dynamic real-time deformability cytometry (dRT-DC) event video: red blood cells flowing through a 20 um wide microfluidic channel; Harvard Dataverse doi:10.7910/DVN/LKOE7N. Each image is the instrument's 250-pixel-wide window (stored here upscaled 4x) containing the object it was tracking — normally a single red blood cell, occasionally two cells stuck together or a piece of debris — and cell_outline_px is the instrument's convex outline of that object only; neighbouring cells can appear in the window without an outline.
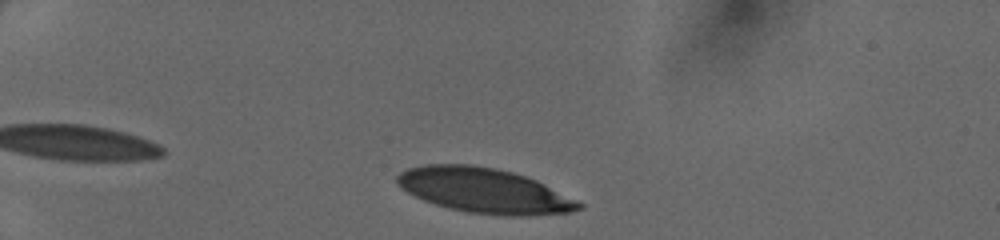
{"species": "human", "species_latin": "Homo sapiens", "temperature_condition": "cold", "stored_images_in_passage": 32, "camera_frame_rate_fps": 3000, "um_per_image_px": 0.085, "donor": {"sex": "female"}, "frame": {"image": 1, "passage_image": 2, "time_ms": 0.333, "image_size_px": [1000, 240], "cell_outline_px": [[584, 208], [568, 212], [528, 216], [508, 216], [468, 212], [448, 208], [424, 200], [408, 192], [396, 184], [396, 176], [400, 172], [408, 168], [424, 164], [472, 164], [496, 168], [512, 172], [536, 180], [584, 204]], "centroid_in_image_um": [41.14, 16.19], "position_along_channel_um": 43.9, "area_um2": 47.4}}
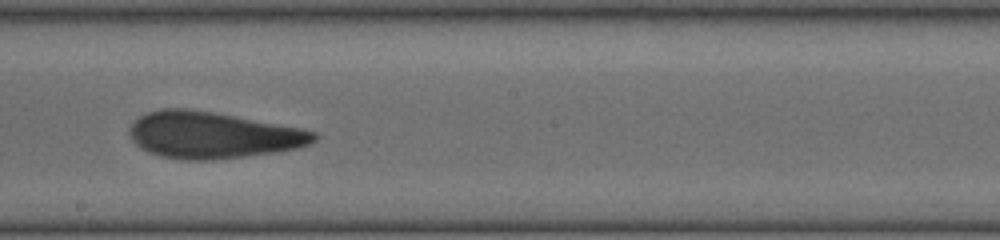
{"frame": {"image": 2, "passage_image": 19, "time_ms": 6.0, "image_size_px": [1000, 240], "cell_outline_px": [[320, 136], [316, 140], [308, 144], [296, 148], [280, 152], [212, 160], [184, 160], [160, 156], [148, 152], [140, 148], [132, 140], [128, 132], [128, 128], [140, 116], [148, 112], [164, 108], [188, 108], [212, 112], [300, 128], [316, 132]], "centroid_in_image_um": [18.06, 11.49], "position_along_channel_um": 230.1, "area_um2": 50.0}}
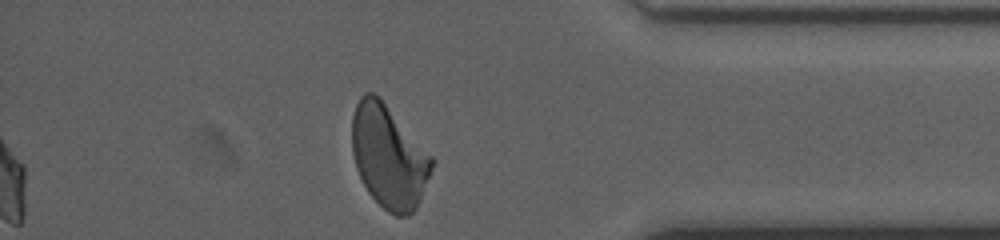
{"frame": {"image": 3, "passage_image": 32, "time_ms": 10.333, "image_size_px": [1000, 240], "cell_outline_px": [[432, 168], [420, 200], [416, 208], [408, 216], [396, 216], [388, 212], [368, 192], [356, 168], [352, 152], [352, 116], [356, 104], [360, 96], [364, 92], [372, 92], [380, 96], [432, 156]], "centroid_in_image_um": [33.03, 13.28], "position_along_channel_um": 402.2, "area_um2": 47.74}}